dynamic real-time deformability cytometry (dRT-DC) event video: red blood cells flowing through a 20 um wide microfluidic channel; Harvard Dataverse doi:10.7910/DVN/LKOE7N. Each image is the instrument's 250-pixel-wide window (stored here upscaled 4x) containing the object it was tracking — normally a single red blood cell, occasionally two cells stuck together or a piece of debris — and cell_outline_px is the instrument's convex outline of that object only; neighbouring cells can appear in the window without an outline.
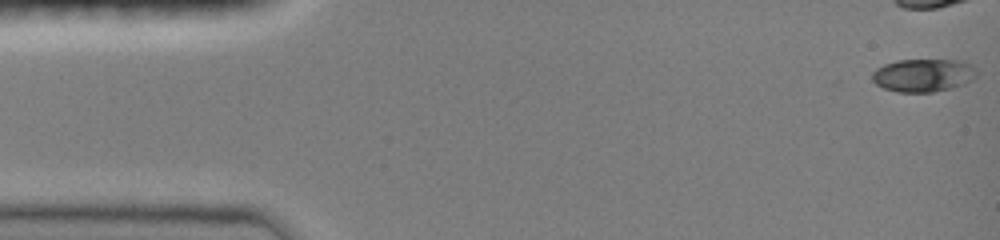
{"species": "common noctule bat (a hibernating species)", "species_latin": "Nyctalus noctula", "temperature_condition": "room temperature", "stored_images_in_passage": 9, "camera_frame_rate_fps": 3000, "um_per_image_px": 0.085, "animal": {"sex": "female", "body_mass_g": 19.0, "forearm_length_mm": 51.5}, "frame": {"image": 1, "passage_image": 1, "time_ms": 0.0, "image_size_px": [1000, 240], "cell_outline_px": [[976, 76], [972, 80], [964, 84], [952, 88], [932, 92], [896, 92], [884, 88], [876, 84], [872, 80], [872, 72], [876, 68], [884, 64], [896, 60], [964, 60], [972, 64], [976, 68]], "centroid_in_image_um": [78.49, 6.39], "position_along_channel_um": 6.5, "area_um2": 20.35}}